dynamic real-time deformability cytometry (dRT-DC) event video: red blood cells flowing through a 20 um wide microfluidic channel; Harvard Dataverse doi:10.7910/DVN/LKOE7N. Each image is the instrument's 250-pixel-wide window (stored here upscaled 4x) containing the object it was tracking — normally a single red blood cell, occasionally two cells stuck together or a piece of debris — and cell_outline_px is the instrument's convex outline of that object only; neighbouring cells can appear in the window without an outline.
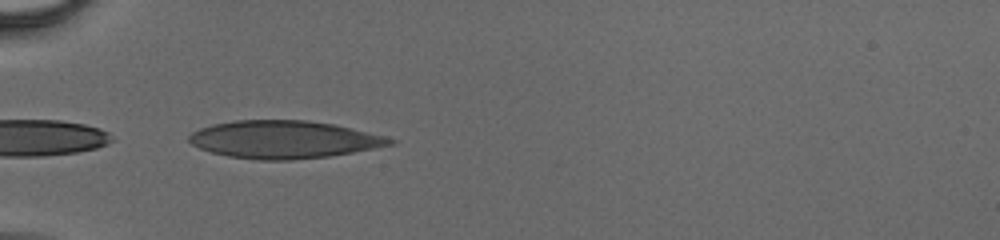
{"species": "human", "species_latin": "Homo sapiens", "temperature_condition": "cold", "stored_images_in_passage": 37, "camera_frame_rate_fps": 3000, "um_per_image_px": 0.085, "donor": {"sex": "male"}, "frame": {"image": 1, "passage_image": 1, "time_ms": 0.0, "image_size_px": [1000, 240], "cell_outline_px": [[396, 144], [352, 152], [328, 156], [288, 160], [260, 160], [228, 156], [212, 152], [200, 148], [192, 144], [188, 140], [188, 136], [192, 132], [200, 128], [212, 124], [232, 120], [308, 120], [332, 124], [384, 136], [396, 140]], "centroid_in_image_um": [24.1, 11.85], "position_along_channel_um": 60.9, "area_um2": 43.87}}
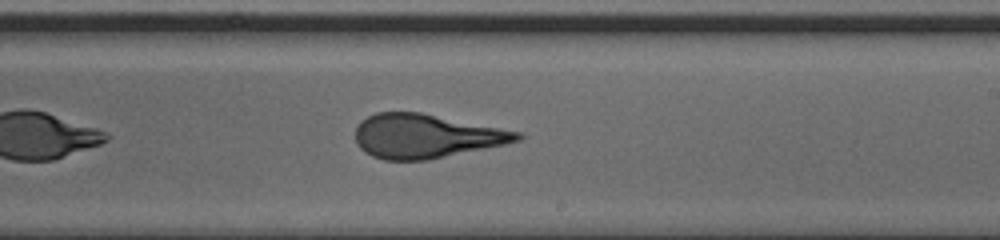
{"frame": {"image": 2, "passage_image": 17, "time_ms": 5.333, "image_size_px": [1000, 240], "cell_outline_px": [[524, 136], [520, 140], [504, 144], [428, 160], [384, 160], [372, 156], [364, 152], [356, 144], [356, 128], [360, 120], [376, 112], [420, 112], [524, 132]], "centroid_in_image_um": [36.2, 11.56], "position_along_channel_um": 252.8, "area_um2": 41.62}}
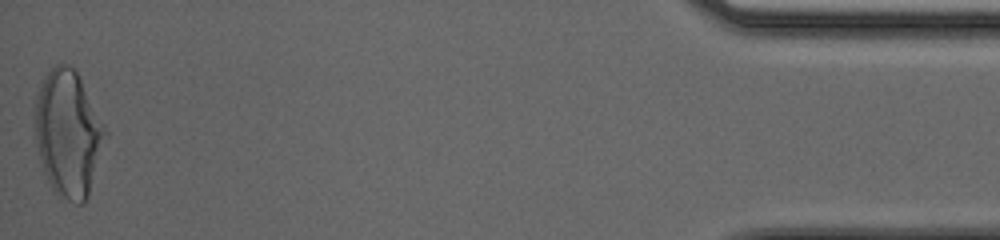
{"frame": {"image": 3, "passage_image": 37, "time_ms": 12.0, "image_size_px": [1000, 240], "cell_outline_px": [[108, 136], [88, 196], [84, 204], [76, 204], [60, 200], [52, 192], [44, 172], [36, 140], [32, 100], [40, 80], [56, 64], [68, 64], [76, 72], [104, 124], [108, 132]], "centroid_in_image_um": [5.76, 11.38], "position_along_channel_um": 429.4, "area_um2": 52.71}}